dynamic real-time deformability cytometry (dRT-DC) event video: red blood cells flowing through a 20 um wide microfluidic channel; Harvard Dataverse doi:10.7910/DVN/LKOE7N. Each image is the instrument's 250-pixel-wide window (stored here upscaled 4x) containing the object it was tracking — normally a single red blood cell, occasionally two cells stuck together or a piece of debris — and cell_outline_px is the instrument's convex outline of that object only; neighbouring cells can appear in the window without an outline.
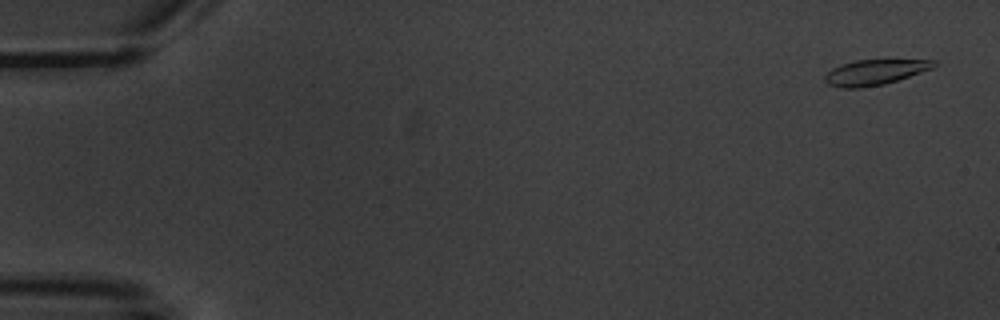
{"species": "common noctule bat (a hibernating species)", "species_latin": "Nyctalus noctula", "temperature_condition": "warm", "stored_images_in_passage": 6, "camera_frame_rate_fps": 3000, "um_per_image_px": 0.085, "animal": {"sex": "male", "body_mass_g": 20.1, "forearm_length_mm": 53.5}, "frame": {"image": 1, "passage_image": 1, "time_ms": 0.0, "image_size_px": [1000, 320], "cell_outline_px": [[936, 64], [932, 68], [884, 84], [860, 88], [840, 88], [828, 84], [824, 80], [824, 76], [832, 68], [840, 64], [856, 60], [888, 56], [936, 60]], "centroid_in_image_um": [74.41, 6.06], "position_along_channel_um": 10.6, "area_um2": 17.05}}
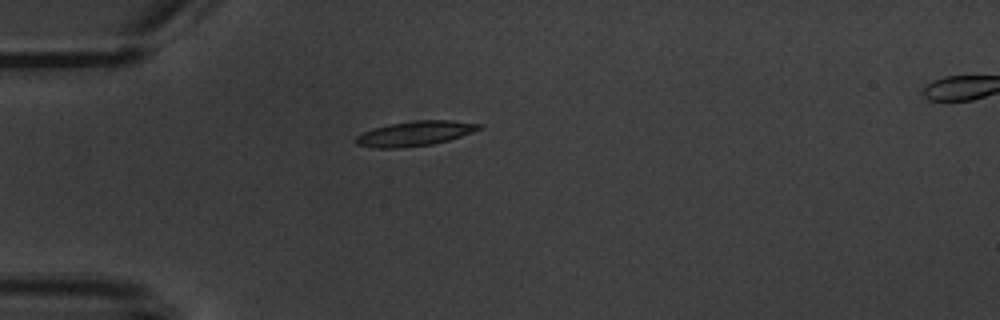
{"frame": {"image": 2, "passage_image": 5, "time_ms": 4.667, "image_size_px": [1000, 320], "cell_outline_px": [[484, 128], [448, 140], [432, 144], [404, 148], [376, 148], [356, 144], [356, 136], [364, 132], [388, 124], [416, 120], [452, 120], [484, 124]], "centroid_in_image_um": [35.32, 11.34], "position_along_channel_um": 49.7, "area_um2": 17.8}}